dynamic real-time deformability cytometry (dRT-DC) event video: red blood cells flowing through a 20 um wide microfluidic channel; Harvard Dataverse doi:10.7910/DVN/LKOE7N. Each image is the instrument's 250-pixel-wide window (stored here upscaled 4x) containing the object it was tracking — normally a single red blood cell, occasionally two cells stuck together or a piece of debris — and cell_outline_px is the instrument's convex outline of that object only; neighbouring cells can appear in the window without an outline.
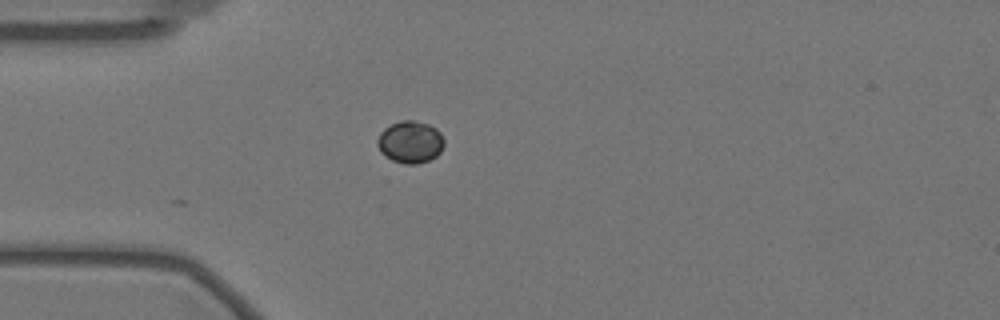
{"species": "Egyptian fruit bat (a non-hibernating species)", "species_latin": "Rousettus aegyptiacus", "temperature_condition": "warm", "stored_images_in_passage": 8, "camera_frame_rate_fps": 3000, "um_per_image_px": 0.085, "animal": {"sex": "female"}, "frame": {"image": 1, "passage_image": 1, "time_ms": 0.0, "image_size_px": [1000, 320], "cell_outline_px": [[444, 144], [440, 152], [436, 156], [428, 160], [416, 164], [404, 164], [392, 160], [380, 152], [376, 144], [376, 140], [380, 132], [384, 128], [392, 124], [404, 120], [412, 120], [428, 124], [436, 128], [440, 132], [444, 140]], "centroid_in_image_um": [34.85, 12.07], "position_along_channel_um": 50.1, "area_um2": 16.42}}
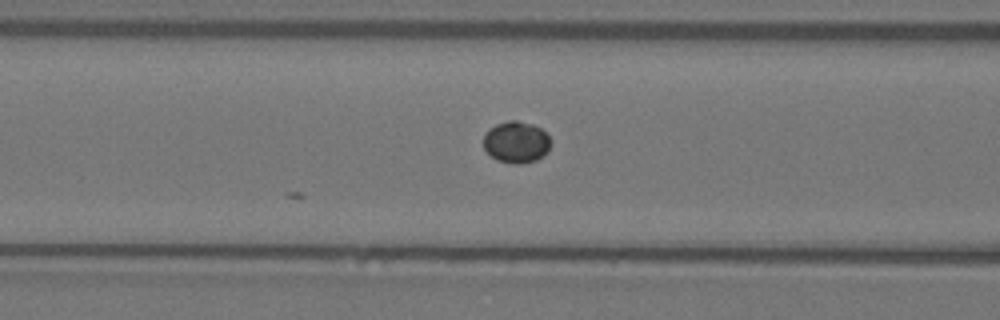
{"frame": {"image": 2, "passage_image": 8, "time_ms": 2.333, "image_size_px": [1000, 320], "cell_outline_px": [[552, 140], [548, 152], [536, 160], [520, 164], [512, 164], [496, 160], [484, 148], [484, 132], [488, 128], [496, 124], [508, 120], [516, 120], [532, 124], [540, 128]], "centroid_in_image_um": [43.88, 12.08], "position_along_channel_um": 122.7, "area_um2": 16.47}}